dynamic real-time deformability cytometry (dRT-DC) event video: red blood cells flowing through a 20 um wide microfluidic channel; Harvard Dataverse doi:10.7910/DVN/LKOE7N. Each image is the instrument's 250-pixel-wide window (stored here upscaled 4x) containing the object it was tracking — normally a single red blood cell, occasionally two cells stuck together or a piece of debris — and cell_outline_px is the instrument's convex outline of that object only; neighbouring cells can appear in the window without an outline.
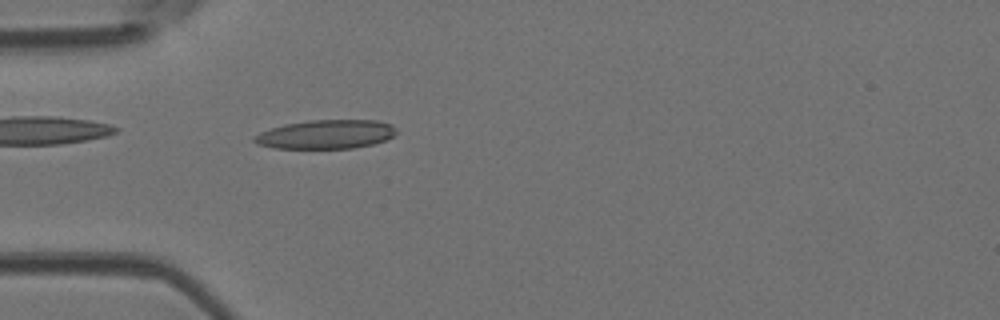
{"species": "Egyptian fruit bat (a non-hibernating species)", "species_latin": "Rousettus aegyptiacus", "temperature_condition": "room temperature", "stored_images_in_passage": 4, "camera_frame_rate_fps": 3000, "um_per_image_px": 0.085, "animal": {"sex": "female"}, "frame": {"image": 1, "passage_image": 4, "time_ms": 1.0, "image_size_px": [1000, 320], "cell_outline_px": [[400, 132], [384, 140], [372, 144], [352, 148], [276, 148], [256, 144], [252, 140], [252, 136], [260, 132], [284, 124], [308, 120], [376, 120], [392, 124]], "centroid_in_image_um": [27.71, 11.41], "position_along_channel_um": 57.3, "area_um2": 24.04}}